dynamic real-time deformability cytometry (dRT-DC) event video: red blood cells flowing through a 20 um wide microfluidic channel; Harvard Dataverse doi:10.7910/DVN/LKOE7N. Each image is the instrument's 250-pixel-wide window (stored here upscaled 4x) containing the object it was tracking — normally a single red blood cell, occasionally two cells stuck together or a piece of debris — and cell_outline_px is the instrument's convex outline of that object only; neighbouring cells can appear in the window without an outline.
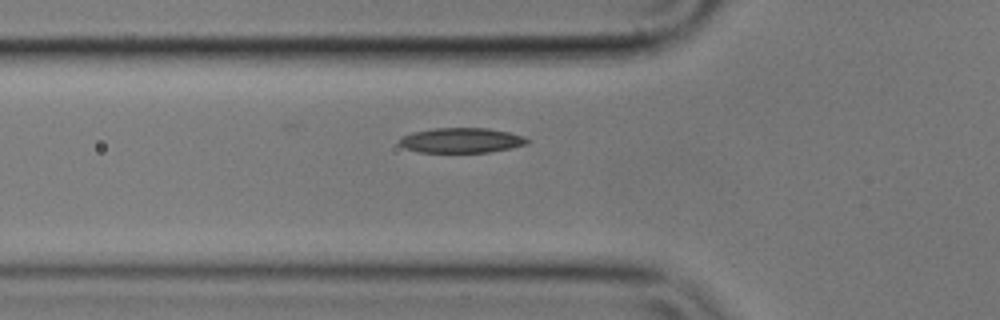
{"species": "common noctule bat (a hibernating species)", "species_latin": "Nyctalus noctula", "temperature_condition": "cold", "stored_images_in_passage": 29, "camera_frame_rate_fps": 3000, "um_per_image_px": 0.085, "animal": {"sex": "male", "body_mass_g": 17.9}, "frame": {"image": 1, "passage_image": 2, "time_ms": 0.333, "image_size_px": [1000, 320], "cell_outline_px": [[532, 140], [528, 144], [512, 148], [488, 152], [420, 152], [404, 148], [400, 144], [400, 140], [404, 136], [412, 132], [436, 128], [488, 128], [508, 132], [524, 136]], "centroid_in_image_um": [39.28, 11.93], "position_along_channel_um": 86.5, "area_um2": 18.61}}
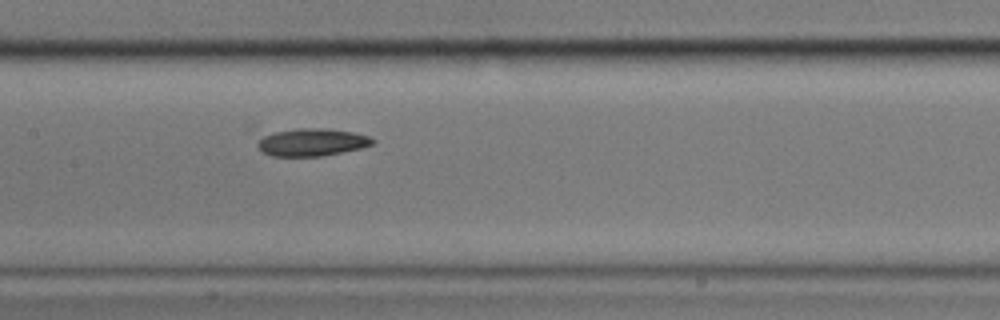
{"frame": {"image": 2, "passage_image": 10, "time_ms": 3.0, "image_size_px": [1000, 320], "cell_outline_px": [[376, 140], [372, 144], [360, 148], [320, 156], [272, 156], [264, 152], [256, 144], [264, 136], [276, 132], [296, 128], [328, 128], [352, 132], [368, 136]], "centroid_in_image_um": [26.53, 12.08], "position_along_channel_um": 180.9, "area_um2": 18.15}}
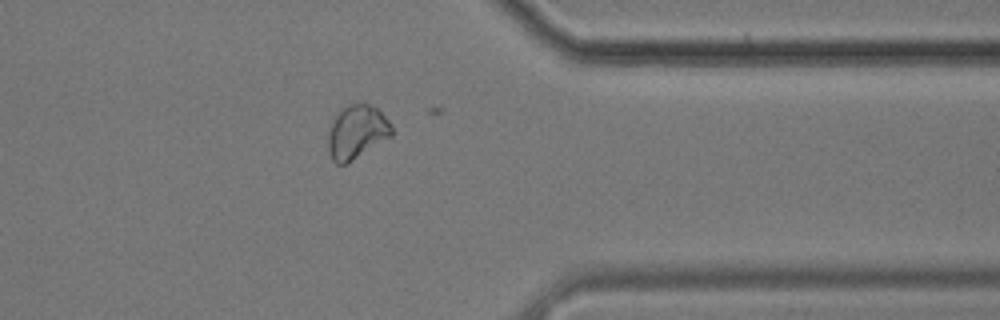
{"frame": {"image": 3, "passage_image": 28, "time_ms": 9.0, "image_size_px": [1000, 320], "cell_outline_px": [[392, 136], [348, 164], [336, 164], [332, 160], [328, 152], [328, 132], [332, 120], [340, 108], [348, 104], [368, 104], [376, 108], [392, 124]], "centroid_in_image_um": [30.3, 11.24], "position_along_channel_um": 381.1, "area_um2": 20.17}}